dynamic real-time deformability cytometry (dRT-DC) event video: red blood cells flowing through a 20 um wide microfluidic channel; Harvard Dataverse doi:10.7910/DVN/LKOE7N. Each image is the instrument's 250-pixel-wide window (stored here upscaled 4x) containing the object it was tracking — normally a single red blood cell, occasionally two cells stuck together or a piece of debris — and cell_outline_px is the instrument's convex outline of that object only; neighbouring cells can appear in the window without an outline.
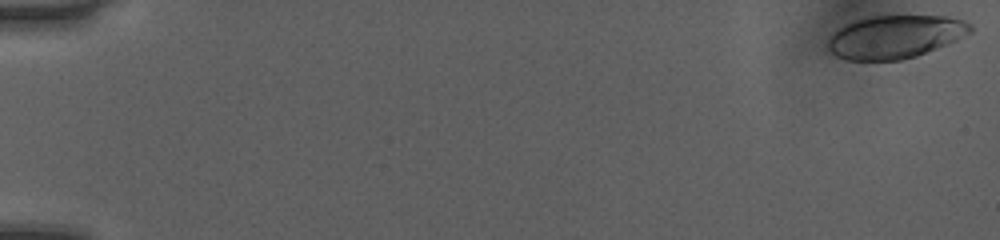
{"species": "human", "species_latin": "Homo sapiens", "temperature_condition": "room temperature", "stored_images_in_passage": 14, "camera_frame_rate_fps": 3000, "um_per_image_px": 0.085, "donor": {"sex": "female"}, "frame": {"image": 1, "passage_image": 1, "time_ms": 0.0, "image_size_px": [1000, 240], "cell_outline_px": [[972, 32], [956, 40], [916, 56], [900, 60], [848, 60], [836, 56], [828, 52], [828, 40], [844, 24], [868, 16], [948, 16], [964, 20], [972, 24]], "centroid_in_image_um": [76.09, 3.12], "position_along_channel_um": 8.9, "area_um2": 35.66}}
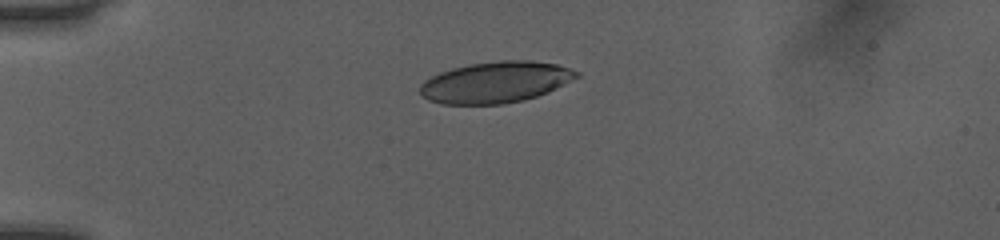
{"frame": {"image": 2, "passage_image": 14, "time_ms": 4.333, "image_size_px": [1000, 240], "cell_outline_px": [[580, 76], [548, 92], [524, 100], [500, 104], [440, 104], [428, 100], [420, 92], [420, 84], [424, 80], [440, 72], [452, 68], [468, 64], [500, 60], [528, 60], [556, 64], [580, 72]], "centroid_in_image_um": [42.11, 6.98], "position_along_channel_um": 42.9, "area_um2": 37.57}}